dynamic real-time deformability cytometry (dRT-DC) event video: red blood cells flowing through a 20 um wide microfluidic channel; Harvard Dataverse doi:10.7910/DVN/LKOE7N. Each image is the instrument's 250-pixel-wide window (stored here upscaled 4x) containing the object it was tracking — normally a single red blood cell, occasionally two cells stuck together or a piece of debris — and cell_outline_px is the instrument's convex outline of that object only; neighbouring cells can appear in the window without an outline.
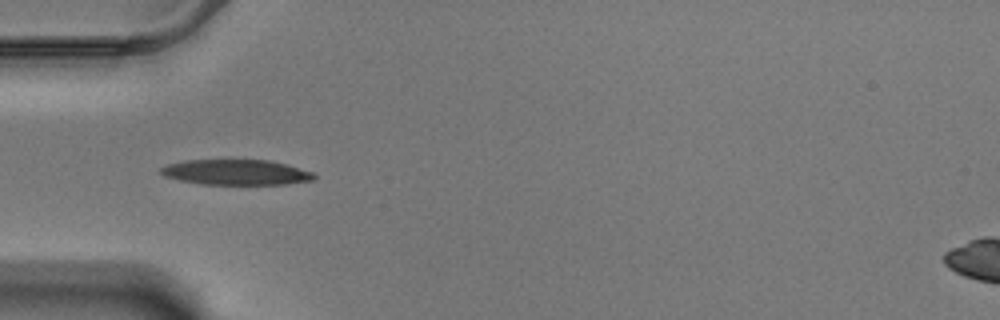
{"species": "Egyptian fruit bat (a non-hibernating species)", "species_latin": "Rousettus aegyptiacus", "temperature_condition": "warm", "stored_images_in_passage": 41, "camera_frame_rate_fps": 3000, "um_per_image_px": 0.085, "animal": {"sex": "male"}, "frame": {"image": 1, "passage_image": 1, "time_ms": 0.0, "image_size_px": [1000, 320], "cell_outline_px": [[316, 176], [312, 180], [284, 184], [204, 184], [180, 180], [164, 176], [160, 172], [160, 168], [168, 164], [184, 160], [268, 160], [284, 164], [312, 172]], "centroid_in_image_um": [20.02, 14.64], "position_along_channel_um": 65.0, "area_um2": 22.31}}
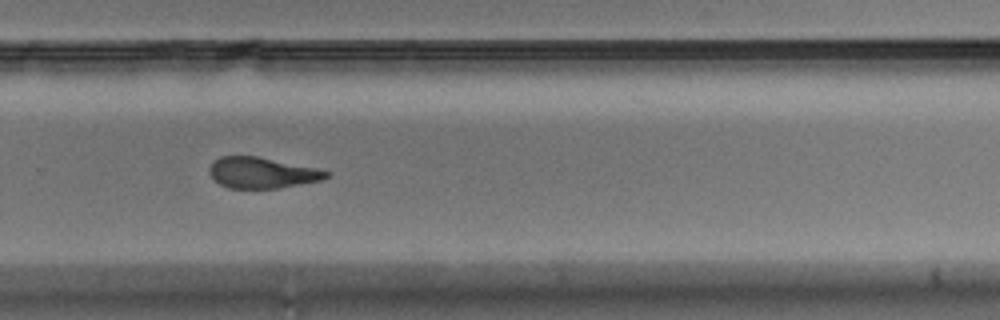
{"frame": {"image": 2, "passage_image": 22, "time_ms": 7.0, "image_size_px": [1000, 320], "cell_outline_px": [[328, 176], [320, 180], [276, 188], [228, 188], [220, 184], [212, 176], [208, 168], [220, 156], [256, 156], [316, 168], [328, 172]], "centroid_in_image_um": [22.23, 14.68], "position_along_channel_um": 307.6, "area_um2": 20.52}}
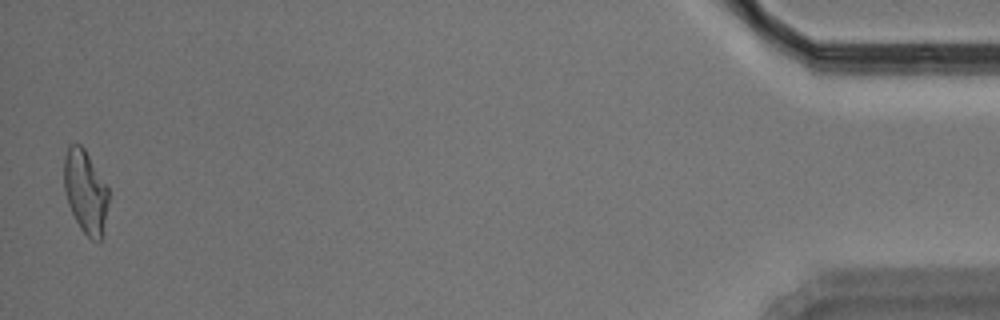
{"frame": {"image": 3, "passage_image": 40, "time_ms": 13.0, "image_size_px": [1000, 320], "cell_outline_px": [[108, 200], [104, 236], [100, 240], [92, 240], [80, 228], [68, 204], [64, 188], [64, 156], [68, 144], [80, 144], [84, 148], [108, 188]], "centroid_in_image_um": [7.26, 16.3], "position_along_channel_um": 427.9, "area_um2": 21.56}, "authors_computed_cell_mechanics": {"area_um2": 22.3686, "velocity_mm_per_s": 3.473, "shape_relaxation_time_tau1_ms": 4.3767, "shape_relaxation_time_tau2_ms": 4.2674, "deformation_change_tau1": 0.1712, "deformation_change_tau2": 0.1397}}